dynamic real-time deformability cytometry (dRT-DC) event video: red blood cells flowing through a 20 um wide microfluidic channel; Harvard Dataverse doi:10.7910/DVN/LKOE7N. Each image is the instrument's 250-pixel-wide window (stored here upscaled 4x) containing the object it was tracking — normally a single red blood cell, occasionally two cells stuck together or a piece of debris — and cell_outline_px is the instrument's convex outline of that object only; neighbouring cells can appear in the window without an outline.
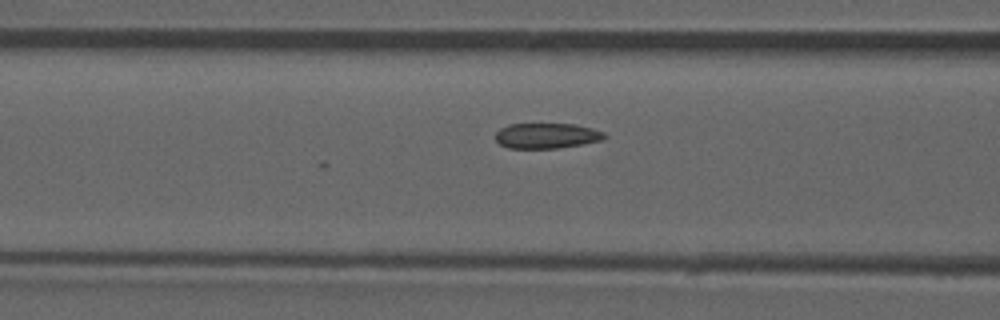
{"species": "common noctule bat (a hibernating species)", "species_latin": "Nyctalus noctula", "temperature_condition": "room temperature", "stored_images_in_passage": 30, "camera_frame_rate_fps": 3000, "um_per_image_px": 0.085, "animal": {"sex": "male", "forearm_length_mm": 52.5}, "frame": {"image": 1, "passage_image": 21, "time_ms": 6.667, "image_size_px": [1000, 320], "cell_outline_px": [[608, 136], [604, 140], [584, 144], [556, 148], [508, 148], [500, 144], [496, 140], [496, 132], [500, 128], [508, 124], [576, 124], [592, 128], [604, 132]], "centroid_in_image_um": [46.5, 11.53], "position_along_channel_um": 120.1, "area_um2": 16.24}}